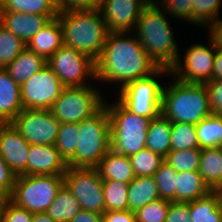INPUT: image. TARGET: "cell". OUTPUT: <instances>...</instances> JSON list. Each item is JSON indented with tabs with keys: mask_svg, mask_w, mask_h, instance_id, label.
Masks as SVG:
<instances>
[{
	"mask_svg": "<svg viewBox=\"0 0 222 222\" xmlns=\"http://www.w3.org/2000/svg\"><path fill=\"white\" fill-rule=\"evenodd\" d=\"M78 132L75 156L68 167L96 168L110 150V118L105 105L95 115L79 122Z\"/></svg>",
	"mask_w": 222,
	"mask_h": 222,
	"instance_id": "5",
	"label": "cell"
},
{
	"mask_svg": "<svg viewBox=\"0 0 222 222\" xmlns=\"http://www.w3.org/2000/svg\"><path fill=\"white\" fill-rule=\"evenodd\" d=\"M64 45L63 28L59 18L51 19L26 44V47L37 55L48 60L60 47Z\"/></svg>",
	"mask_w": 222,
	"mask_h": 222,
	"instance_id": "19",
	"label": "cell"
},
{
	"mask_svg": "<svg viewBox=\"0 0 222 222\" xmlns=\"http://www.w3.org/2000/svg\"><path fill=\"white\" fill-rule=\"evenodd\" d=\"M170 201L158 199L139 208L135 213L137 222H165Z\"/></svg>",
	"mask_w": 222,
	"mask_h": 222,
	"instance_id": "39",
	"label": "cell"
},
{
	"mask_svg": "<svg viewBox=\"0 0 222 222\" xmlns=\"http://www.w3.org/2000/svg\"><path fill=\"white\" fill-rule=\"evenodd\" d=\"M63 180L82 210L101 215L105 212L103 180L96 168L68 167Z\"/></svg>",
	"mask_w": 222,
	"mask_h": 222,
	"instance_id": "11",
	"label": "cell"
},
{
	"mask_svg": "<svg viewBox=\"0 0 222 222\" xmlns=\"http://www.w3.org/2000/svg\"><path fill=\"white\" fill-rule=\"evenodd\" d=\"M165 222H192L189 202L170 201Z\"/></svg>",
	"mask_w": 222,
	"mask_h": 222,
	"instance_id": "43",
	"label": "cell"
},
{
	"mask_svg": "<svg viewBox=\"0 0 222 222\" xmlns=\"http://www.w3.org/2000/svg\"><path fill=\"white\" fill-rule=\"evenodd\" d=\"M6 199H7V197L0 191V206L3 205V203Z\"/></svg>",
	"mask_w": 222,
	"mask_h": 222,
	"instance_id": "52",
	"label": "cell"
},
{
	"mask_svg": "<svg viewBox=\"0 0 222 222\" xmlns=\"http://www.w3.org/2000/svg\"><path fill=\"white\" fill-rule=\"evenodd\" d=\"M63 88L60 78L46 64L20 85L23 109L50 110Z\"/></svg>",
	"mask_w": 222,
	"mask_h": 222,
	"instance_id": "13",
	"label": "cell"
},
{
	"mask_svg": "<svg viewBox=\"0 0 222 222\" xmlns=\"http://www.w3.org/2000/svg\"><path fill=\"white\" fill-rule=\"evenodd\" d=\"M201 149H184L170 151L164 158L176 172L198 171Z\"/></svg>",
	"mask_w": 222,
	"mask_h": 222,
	"instance_id": "34",
	"label": "cell"
},
{
	"mask_svg": "<svg viewBox=\"0 0 222 222\" xmlns=\"http://www.w3.org/2000/svg\"><path fill=\"white\" fill-rule=\"evenodd\" d=\"M159 3L166 13L193 24L194 0H161Z\"/></svg>",
	"mask_w": 222,
	"mask_h": 222,
	"instance_id": "40",
	"label": "cell"
},
{
	"mask_svg": "<svg viewBox=\"0 0 222 222\" xmlns=\"http://www.w3.org/2000/svg\"><path fill=\"white\" fill-rule=\"evenodd\" d=\"M198 171L211 191L222 185V153L218 147L201 149Z\"/></svg>",
	"mask_w": 222,
	"mask_h": 222,
	"instance_id": "26",
	"label": "cell"
},
{
	"mask_svg": "<svg viewBox=\"0 0 222 222\" xmlns=\"http://www.w3.org/2000/svg\"><path fill=\"white\" fill-rule=\"evenodd\" d=\"M59 12L75 9L99 8L101 0H55Z\"/></svg>",
	"mask_w": 222,
	"mask_h": 222,
	"instance_id": "45",
	"label": "cell"
},
{
	"mask_svg": "<svg viewBox=\"0 0 222 222\" xmlns=\"http://www.w3.org/2000/svg\"><path fill=\"white\" fill-rule=\"evenodd\" d=\"M105 211L128 210V184L116 180H103Z\"/></svg>",
	"mask_w": 222,
	"mask_h": 222,
	"instance_id": "31",
	"label": "cell"
},
{
	"mask_svg": "<svg viewBox=\"0 0 222 222\" xmlns=\"http://www.w3.org/2000/svg\"><path fill=\"white\" fill-rule=\"evenodd\" d=\"M134 173L138 177L154 176L160 165L165 161L164 157L152 152L148 148L141 149L129 156Z\"/></svg>",
	"mask_w": 222,
	"mask_h": 222,
	"instance_id": "33",
	"label": "cell"
},
{
	"mask_svg": "<svg viewBox=\"0 0 222 222\" xmlns=\"http://www.w3.org/2000/svg\"><path fill=\"white\" fill-rule=\"evenodd\" d=\"M96 169L102 180H116L129 184L135 177L129 157L109 150Z\"/></svg>",
	"mask_w": 222,
	"mask_h": 222,
	"instance_id": "20",
	"label": "cell"
},
{
	"mask_svg": "<svg viewBox=\"0 0 222 222\" xmlns=\"http://www.w3.org/2000/svg\"><path fill=\"white\" fill-rule=\"evenodd\" d=\"M209 34L215 39L217 46L222 49V20L209 29Z\"/></svg>",
	"mask_w": 222,
	"mask_h": 222,
	"instance_id": "49",
	"label": "cell"
},
{
	"mask_svg": "<svg viewBox=\"0 0 222 222\" xmlns=\"http://www.w3.org/2000/svg\"><path fill=\"white\" fill-rule=\"evenodd\" d=\"M222 79V49L216 44L215 62L213 68L212 80Z\"/></svg>",
	"mask_w": 222,
	"mask_h": 222,
	"instance_id": "48",
	"label": "cell"
},
{
	"mask_svg": "<svg viewBox=\"0 0 222 222\" xmlns=\"http://www.w3.org/2000/svg\"><path fill=\"white\" fill-rule=\"evenodd\" d=\"M47 64V60L25 47L5 68L9 76L19 85L31 78Z\"/></svg>",
	"mask_w": 222,
	"mask_h": 222,
	"instance_id": "22",
	"label": "cell"
},
{
	"mask_svg": "<svg viewBox=\"0 0 222 222\" xmlns=\"http://www.w3.org/2000/svg\"><path fill=\"white\" fill-rule=\"evenodd\" d=\"M1 207H2V206H0V222H1Z\"/></svg>",
	"mask_w": 222,
	"mask_h": 222,
	"instance_id": "56",
	"label": "cell"
},
{
	"mask_svg": "<svg viewBox=\"0 0 222 222\" xmlns=\"http://www.w3.org/2000/svg\"><path fill=\"white\" fill-rule=\"evenodd\" d=\"M0 11L58 15L55 0H0Z\"/></svg>",
	"mask_w": 222,
	"mask_h": 222,
	"instance_id": "30",
	"label": "cell"
},
{
	"mask_svg": "<svg viewBox=\"0 0 222 222\" xmlns=\"http://www.w3.org/2000/svg\"><path fill=\"white\" fill-rule=\"evenodd\" d=\"M102 222H137L134 212L123 211H105L102 214Z\"/></svg>",
	"mask_w": 222,
	"mask_h": 222,
	"instance_id": "46",
	"label": "cell"
},
{
	"mask_svg": "<svg viewBox=\"0 0 222 222\" xmlns=\"http://www.w3.org/2000/svg\"><path fill=\"white\" fill-rule=\"evenodd\" d=\"M161 199L176 202V178L177 172L165 161L154 174Z\"/></svg>",
	"mask_w": 222,
	"mask_h": 222,
	"instance_id": "38",
	"label": "cell"
},
{
	"mask_svg": "<svg viewBox=\"0 0 222 222\" xmlns=\"http://www.w3.org/2000/svg\"><path fill=\"white\" fill-rule=\"evenodd\" d=\"M78 133V123H60L55 147L67 164L75 156Z\"/></svg>",
	"mask_w": 222,
	"mask_h": 222,
	"instance_id": "32",
	"label": "cell"
},
{
	"mask_svg": "<svg viewBox=\"0 0 222 222\" xmlns=\"http://www.w3.org/2000/svg\"><path fill=\"white\" fill-rule=\"evenodd\" d=\"M16 175L0 155V191L8 198L14 187Z\"/></svg>",
	"mask_w": 222,
	"mask_h": 222,
	"instance_id": "44",
	"label": "cell"
},
{
	"mask_svg": "<svg viewBox=\"0 0 222 222\" xmlns=\"http://www.w3.org/2000/svg\"><path fill=\"white\" fill-rule=\"evenodd\" d=\"M160 199L154 176H136L128 184V210L136 212L146 204Z\"/></svg>",
	"mask_w": 222,
	"mask_h": 222,
	"instance_id": "23",
	"label": "cell"
},
{
	"mask_svg": "<svg viewBox=\"0 0 222 222\" xmlns=\"http://www.w3.org/2000/svg\"><path fill=\"white\" fill-rule=\"evenodd\" d=\"M11 123L29 144L56 143L60 122L50 110L23 109Z\"/></svg>",
	"mask_w": 222,
	"mask_h": 222,
	"instance_id": "14",
	"label": "cell"
},
{
	"mask_svg": "<svg viewBox=\"0 0 222 222\" xmlns=\"http://www.w3.org/2000/svg\"><path fill=\"white\" fill-rule=\"evenodd\" d=\"M22 110L20 85L0 68V115L8 123Z\"/></svg>",
	"mask_w": 222,
	"mask_h": 222,
	"instance_id": "21",
	"label": "cell"
},
{
	"mask_svg": "<svg viewBox=\"0 0 222 222\" xmlns=\"http://www.w3.org/2000/svg\"><path fill=\"white\" fill-rule=\"evenodd\" d=\"M67 168L55 145L30 144L27 175H64Z\"/></svg>",
	"mask_w": 222,
	"mask_h": 222,
	"instance_id": "17",
	"label": "cell"
},
{
	"mask_svg": "<svg viewBox=\"0 0 222 222\" xmlns=\"http://www.w3.org/2000/svg\"><path fill=\"white\" fill-rule=\"evenodd\" d=\"M81 210L80 203L63 184L46 213L56 222H69Z\"/></svg>",
	"mask_w": 222,
	"mask_h": 222,
	"instance_id": "27",
	"label": "cell"
},
{
	"mask_svg": "<svg viewBox=\"0 0 222 222\" xmlns=\"http://www.w3.org/2000/svg\"><path fill=\"white\" fill-rule=\"evenodd\" d=\"M63 184V175L16 176L13 191L8 199L32 214L44 213Z\"/></svg>",
	"mask_w": 222,
	"mask_h": 222,
	"instance_id": "7",
	"label": "cell"
},
{
	"mask_svg": "<svg viewBox=\"0 0 222 222\" xmlns=\"http://www.w3.org/2000/svg\"><path fill=\"white\" fill-rule=\"evenodd\" d=\"M212 114L222 116V79L206 83Z\"/></svg>",
	"mask_w": 222,
	"mask_h": 222,
	"instance_id": "42",
	"label": "cell"
},
{
	"mask_svg": "<svg viewBox=\"0 0 222 222\" xmlns=\"http://www.w3.org/2000/svg\"><path fill=\"white\" fill-rule=\"evenodd\" d=\"M32 217L31 212L16 206L8 198L1 207V222H32Z\"/></svg>",
	"mask_w": 222,
	"mask_h": 222,
	"instance_id": "41",
	"label": "cell"
},
{
	"mask_svg": "<svg viewBox=\"0 0 222 222\" xmlns=\"http://www.w3.org/2000/svg\"><path fill=\"white\" fill-rule=\"evenodd\" d=\"M26 47V44L0 24V68L5 69Z\"/></svg>",
	"mask_w": 222,
	"mask_h": 222,
	"instance_id": "36",
	"label": "cell"
},
{
	"mask_svg": "<svg viewBox=\"0 0 222 222\" xmlns=\"http://www.w3.org/2000/svg\"><path fill=\"white\" fill-rule=\"evenodd\" d=\"M104 105L110 118V149L129 157L146 148L151 119L132 113L119 100Z\"/></svg>",
	"mask_w": 222,
	"mask_h": 222,
	"instance_id": "6",
	"label": "cell"
},
{
	"mask_svg": "<svg viewBox=\"0 0 222 222\" xmlns=\"http://www.w3.org/2000/svg\"><path fill=\"white\" fill-rule=\"evenodd\" d=\"M57 17L63 28L64 45L96 60L109 34L99 8L65 10Z\"/></svg>",
	"mask_w": 222,
	"mask_h": 222,
	"instance_id": "3",
	"label": "cell"
},
{
	"mask_svg": "<svg viewBox=\"0 0 222 222\" xmlns=\"http://www.w3.org/2000/svg\"><path fill=\"white\" fill-rule=\"evenodd\" d=\"M69 222H102V215L81 209Z\"/></svg>",
	"mask_w": 222,
	"mask_h": 222,
	"instance_id": "47",
	"label": "cell"
},
{
	"mask_svg": "<svg viewBox=\"0 0 222 222\" xmlns=\"http://www.w3.org/2000/svg\"><path fill=\"white\" fill-rule=\"evenodd\" d=\"M64 87L87 86L86 78L96 79L95 60L89 55L63 45L48 60Z\"/></svg>",
	"mask_w": 222,
	"mask_h": 222,
	"instance_id": "12",
	"label": "cell"
},
{
	"mask_svg": "<svg viewBox=\"0 0 222 222\" xmlns=\"http://www.w3.org/2000/svg\"><path fill=\"white\" fill-rule=\"evenodd\" d=\"M32 222H56L46 212L35 213L32 217Z\"/></svg>",
	"mask_w": 222,
	"mask_h": 222,
	"instance_id": "50",
	"label": "cell"
},
{
	"mask_svg": "<svg viewBox=\"0 0 222 222\" xmlns=\"http://www.w3.org/2000/svg\"><path fill=\"white\" fill-rule=\"evenodd\" d=\"M189 211L192 222H222V210L214 191L195 201H190Z\"/></svg>",
	"mask_w": 222,
	"mask_h": 222,
	"instance_id": "28",
	"label": "cell"
},
{
	"mask_svg": "<svg viewBox=\"0 0 222 222\" xmlns=\"http://www.w3.org/2000/svg\"><path fill=\"white\" fill-rule=\"evenodd\" d=\"M30 144L11 122L0 129V155L16 175H27Z\"/></svg>",
	"mask_w": 222,
	"mask_h": 222,
	"instance_id": "16",
	"label": "cell"
},
{
	"mask_svg": "<svg viewBox=\"0 0 222 222\" xmlns=\"http://www.w3.org/2000/svg\"><path fill=\"white\" fill-rule=\"evenodd\" d=\"M195 127L199 149L218 147L222 143V116L211 114Z\"/></svg>",
	"mask_w": 222,
	"mask_h": 222,
	"instance_id": "29",
	"label": "cell"
},
{
	"mask_svg": "<svg viewBox=\"0 0 222 222\" xmlns=\"http://www.w3.org/2000/svg\"><path fill=\"white\" fill-rule=\"evenodd\" d=\"M220 152L222 153V143L218 146Z\"/></svg>",
	"mask_w": 222,
	"mask_h": 222,
	"instance_id": "55",
	"label": "cell"
},
{
	"mask_svg": "<svg viewBox=\"0 0 222 222\" xmlns=\"http://www.w3.org/2000/svg\"><path fill=\"white\" fill-rule=\"evenodd\" d=\"M210 191L199 171L177 172L176 202L195 201Z\"/></svg>",
	"mask_w": 222,
	"mask_h": 222,
	"instance_id": "25",
	"label": "cell"
},
{
	"mask_svg": "<svg viewBox=\"0 0 222 222\" xmlns=\"http://www.w3.org/2000/svg\"><path fill=\"white\" fill-rule=\"evenodd\" d=\"M161 74L170 75V70L159 67L151 75L127 83L119 90L118 100L136 115L144 116L148 119L156 118L161 114L164 86L157 79L159 76L162 77Z\"/></svg>",
	"mask_w": 222,
	"mask_h": 222,
	"instance_id": "8",
	"label": "cell"
},
{
	"mask_svg": "<svg viewBox=\"0 0 222 222\" xmlns=\"http://www.w3.org/2000/svg\"><path fill=\"white\" fill-rule=\"evenodd\" d=\"M165 10L159 4H147L137 20L136 37L158 67L171 69L180 51Z\"/></svg>",
	"mask_w": 222,
	"mask_h": 222,
	"instance_id": "2",
	"label": "cell"
},
{
	"mask_svg": "<svg viewBox=\"0 0 222 222\" xmlns=\"http://www.w3.org/2000/svg\"><path fill=\"white\" fill-rule=\"evenodd\" d=\"M57 16L0 11V24L27 44L39 30Z\"/></svg>",
	"mask_w": 222,
	"mask_h": 222,
	"instance_id": "18",
	"label": "cell"
},
{
	"mask_svg": "<svg viewBox=\"0 0 222 222\" xmlns=\"http://www.w3.org/2000/svg\"><path fill=\"white\" fill-rule=\"evenodd\" d=\"M127 35V32L108 34L104 48L95 60L96 81L116 82L121 89L127 83L149 76L159 68L136 35Z\"/></svg>",
	"mask_w": 222,
	"mask_h": 222,
	"instance_id": "1",
	"label": "cell"
},
{
	"mask_svg": "<svg viewBox=\"0 0 222 222\" xmlns=\"http://www.w3.org/2000/svg\"><path fill=\"white\" fill-rule=\"evenodd\" d=\"M221 0H194L193 24L208 26L210 29L218 23Z\"/></svg>",
	"mask_w": 222,
	"mask_h": 222,
	"instance_id": "37",
	"label": "cell"
},
{
	"mask_svg": "<svg viewBox=\"0 0 222 222\" xmlns=\"http://www.w3.org/2000/svg\"><path fill=\"white\" fill-rule=\"evenodd\" d=\"M7 122L2 118L0 115V129L6 124Z\"/></svg>",
	"mask_w": 222,
	"mask_h": 222,
	"instance_id": "54",
	"label": "cell"
},
{
	"mask_svg": "<svg viewBox=\"0 0 222 222\" xmlns=\"http://www.w3.org/2000/svg\"><path fill=\"white\" fill-rule=\"evenodd\" d=\"M146 5L144 0H101L99 10L109 33H132Z\"/></svg>",
	"mask_w": 222,
	"mask_h": 222,
	"instance_id": "15",
	"label": "cell"
},
{
	"mask_svg": "<svg viewBox=\"0 0 222 222\" xmlns=\"http://www.w3.org/2000/svg\"><path fill=\"white\" fill-rule=\"evenodd\" d=\"M208 47L194 43L185 51L184 61L179 57L170 69V76L185 83L206 84L212 80L216 41L209 34ZM181 59V60H180Z\"/></svg>",
	"mask_w": 222,
	"mask_h": 222,
	"instance_id": "10",
	"label": "cell"
},
{
	"mask_svg": "<svg viewBox=\"0 0 222 222\" xmlns=\"http://www.w3.org/2000/svg\"><path fill=\"white\" fill-rule=\"evenodd\" d=\"M147 4H159V2L161 1H159V0H144Z\"/></svg>",
	"mask_w": 222,
	"mask_h": 222,
	"instance_id": "53",
	"label": "cell"
},
{
	"mask_svg": "<svg viewBox=\"0 0 222 222\" xmlns=\"http://www.w3.org/2000/svg\"><path fill=\"white\" fill-rule=\"evenodd\" d=\"M171 128L172 122L162 114L151 119L147 131L146 148L165 158L171 151Z\"/></svg>",
	"mask_w": 222,
	"mask_h": 222,
	"instance_id": "24",
	"label": "cell"
},
{
	"mask_svg": "<svg viewBox=\"0 0 222 222\" xmlns=\"http://www.w3.org/2000/svg\"><path fill=\"white\" fill-rule=\"evenodd\" d=\"M101 93L92 85L64 87L50 111L60 123H79L104 106Z\"/></svg>",
	"mask_w": 222,
	"mask_h": 222,
	"instance_id": "9",
	"label": "cell"
},
{
	"mask_svg": "<svg viewBox=\"0 0 222 222\" xmlns=\"http://www.w3.org/2000/svg\"><path fill=\"white\" fill-rule=\"evenodd\" d=\"M214 192L217 194L218 196V199H219V205H220V208L222 210V185L218 186Z\"/></svg>",
	"mask_w": 222,
	"mask_h": 222,
	"instance_id": "51",
	"label": "cell"
},
{
	"mask_svg": "<svg viewBox=\"0 0 222 222\" xmlns=\"http://www.w3.org/2000/svg\"><path fill=\"white\" fill-rule=\"evenodd\" d=\"M173 80L176 81L162 90L161 114L165 118L196 125L212 114L206 84Z\"/></svg>",
	"mask_w": 222,
	"mask_h": 222,
	"instance_id": "4",
	"label": "cell"
},
{
	"mask_svg": "<svg viewBox=\"0 0 222 222\" xmlns=\"http://www.w3.org/2000/svg\"><path fill=\"white\" fill-rule=\"evenodd\" d=\"M189 148L199 149L195 125L183 122H172L171 151Z\"/></svg>",
	"mask_w": 222,
	"mask_h": 222,
	"instance_id": "35",
	"label": "cell"
}]
</instances>
